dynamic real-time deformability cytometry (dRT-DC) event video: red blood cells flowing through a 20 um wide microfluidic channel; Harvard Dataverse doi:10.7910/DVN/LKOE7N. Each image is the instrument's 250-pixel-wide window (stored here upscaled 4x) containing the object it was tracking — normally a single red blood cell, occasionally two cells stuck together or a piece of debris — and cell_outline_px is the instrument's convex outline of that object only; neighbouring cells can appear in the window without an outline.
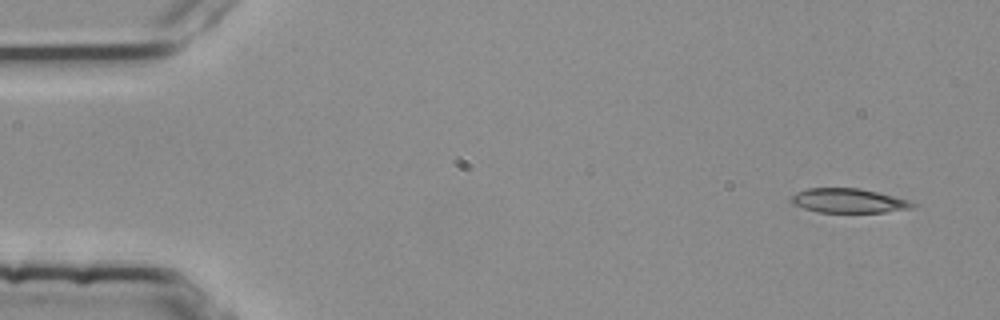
{"species": "common noctule bat (a hibernating species)", "species_latin": "Nyctalus noctula", "temperature_condition": "room temperature", "stored_images_in_passage": 54, "camera_frame_rate_fps": 3000, "um_per_image_px": 0.085, "animal": {"sex": "female", "body_mass_g": 25.1}, "frame": {"image": 1, "passage_image": 3, "time_ms": 0.667, "image_size_px": [1000, 320], "cell_outline_px": [[916, 204], [912, 208], [884, 212], [816, 212], [792, 204], [788, 200], [796, 192], [808, 188], [860, 188], [908, 200]], "centroid_in_image_um": [72.06, 17.06], "position_along_channel_um": 12.9, "area_um2": 17.11}}
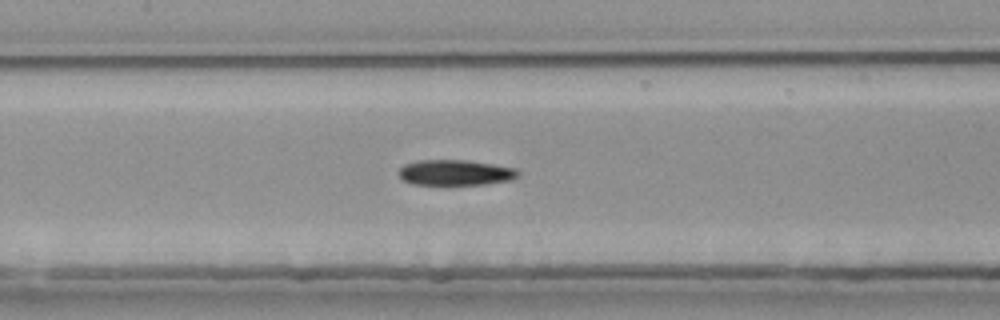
{"frame": {"image": 2, "passage_image": 25, "time_ms": 8.0, "image_size_px": [1000, 320], "cell_outline_px": [[520, 176], [512, 180], [484, 184], [412, 184], [404, 180], [396, 172], [404, 164], [416, 160], [468, 160], [516, 168], [520, 172]], "centroid_in_image_um": [38.72, 14.66], "position_along_channel_um": 168.7, "area_um2": 17.86}}
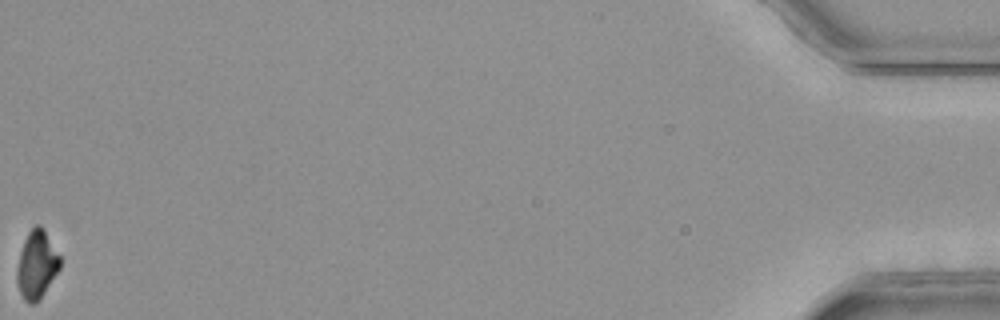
{"frame": {"image": 3, "passage_image": 54, "time_ms": 17.667, "image_size_px": [1000, 320], "cell_outline_px": [[60, 268], [44, 292], [32, 304], [28, 304], [24, 300], [20, 292], [16, 280], [16, 268], [20, 252], [24, 240], [28, 232], [36, 224], [40, 224], [44, 228], [60, 256]], "centroid_in_image_um": [3.1, 22.46], "position_along_channel_um": 432.1, "area_um2": 16.94}, "authors_computed_cell_mechanics": {"area_um2": 18.0914, "velocity_mm_per_s": 3.7961, "shape_relaxation_time_tau1_ms": 8.7138, "shape_relaxation_time_tau2_ms": null, "deformation_change_tau1": 0.2032, "deformation_change_tau2": null}}